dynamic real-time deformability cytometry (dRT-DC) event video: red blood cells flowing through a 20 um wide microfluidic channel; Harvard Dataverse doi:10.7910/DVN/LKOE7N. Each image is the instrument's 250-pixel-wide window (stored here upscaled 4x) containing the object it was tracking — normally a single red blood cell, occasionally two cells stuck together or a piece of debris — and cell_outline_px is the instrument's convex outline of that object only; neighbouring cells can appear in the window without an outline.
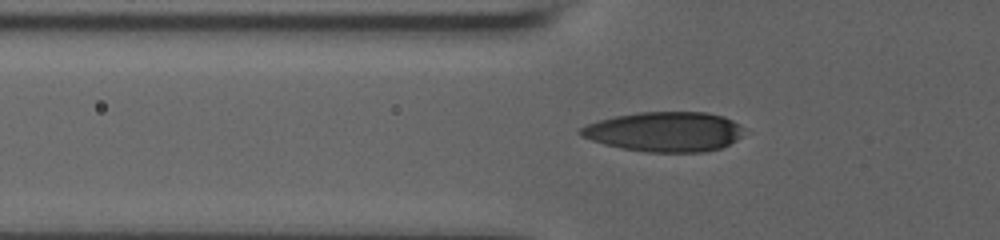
{"species": "human", "species_latin": "Homo sapiens", "temperature_condition": "room temperature", "stored_images_in_passage": 58, "camera_frame_rate_fps": 3000, "um_per_image_px": 0.085, "donor": {"sex": "male"}, "frame": {"image": 1, "passage_image": 22, "time_ms": 7.0, "image_size_px": [1000, 240], "cell_outline_px": [[740, 136], [736, 140], [720, 148], [704, 152], [644, 152], [604, 144], [580, 136], [580, 128], [596, 120], [612, 116], [636, 112], [704, 112], [724, 116], [740, 124]], "centroid_in_image_um": [56.45, 11.18], "position_along_channel_um": 69.4, "area_um2": 37.8}}
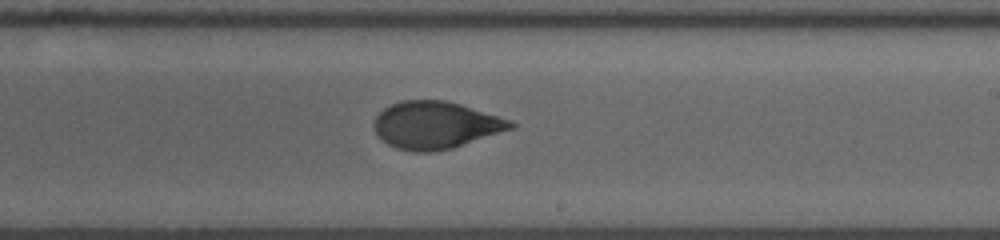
{"frame": {"image": 2, "passage_image": 37, "time_ms": 12.0, "image_size_px": [1000, 240], "cell_outline_px": [[516, 128], [452, 148], [432, 152], [412, 152], [396, 148], [388, 144], [376, 132], [372, 124], [376, 116], [384, 108], [392, 104], [404, 100], [448, 100], [508, 120], [516, 124]], "centroid_in_image_um": [37.01, 10.64], "position_along_channel_um": 252.0, "area_um2": 37.45}}
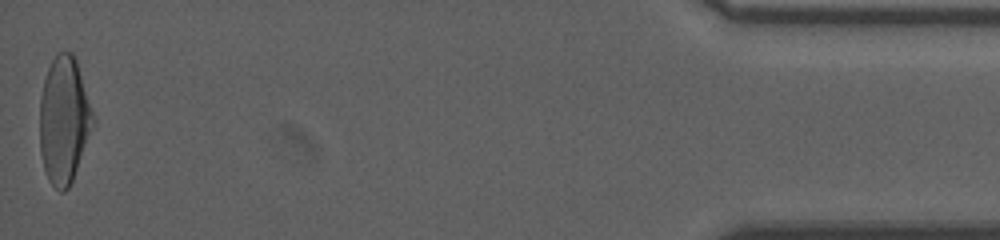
{"frame": {"image": 3, "passage_image": 58, "time_ms": 19.0, "image_size_px": [1000, 240], "cell_outline_px": [[92, 128], [72, 180], [68, 188], [64, 192], [60, 192], [48, 180], [44, 168], [40, 152], [40, 96], [44, 80], [48, 68], [56, 52], [72, 52], [76, 60], [92, 112]], "centroid_in_image_um": [5.4, 10.21], "position_along_channel_um": 429.8, "area_um2": 38.67}, "authors_computed_cell_mechanics": {"area_um2": 37.2232, "velocity_mm_per_s": 3.7198, "shape_relaxation_time_tau1_ms": 4.5216, "shape_relaxation_time_tau2_ms": 1.1, "deformation_change_tau1": 0.1723, "deformation_change_tau2": 0.0613}}